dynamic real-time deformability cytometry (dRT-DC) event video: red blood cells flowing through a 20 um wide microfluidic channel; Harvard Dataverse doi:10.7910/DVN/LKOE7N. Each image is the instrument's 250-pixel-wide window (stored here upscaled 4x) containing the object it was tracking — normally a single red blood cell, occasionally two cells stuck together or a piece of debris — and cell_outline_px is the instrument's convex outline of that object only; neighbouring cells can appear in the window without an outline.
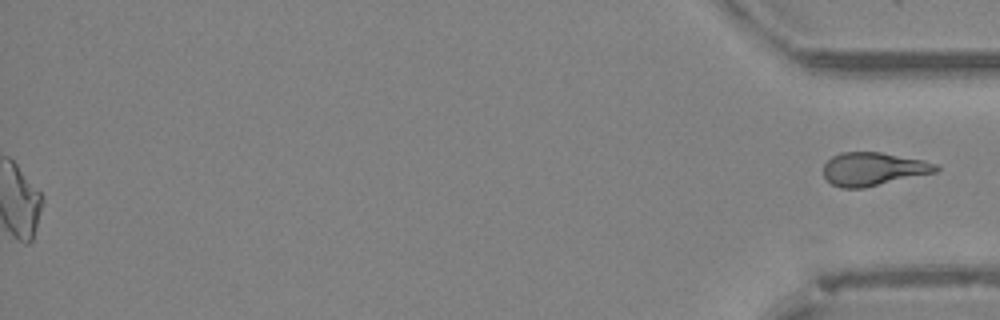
{"species": "Egyptian fruit bat (a non-hibernating species)", "species_latin": "Rousettus aegyptiacus", "temperature_condition": "cold", "stored_images_in_passage": 53, "segment_of_instrument_passage": [2, 2], "camera_frame_rate_fps": 3000, "um_per_image_px": 0.085, "animal": {"sex": "female"}, "frame": {"image": 1, "passage_image": 53, "time_ms": 17.333, "image_size_px": [1000, 320], "cell_outline_px": [[940, 168], [936, 172], [864, 188], [840, 188], [832, 184], [824, 176], [824, 164], [832, 156], [840, 152], [880, 152], [924, 160], [936, 164]], "centroid_in_image_um": [74.22, 14.36], "position_along_channel_um": 361.0, "area_um2": 21.79}}